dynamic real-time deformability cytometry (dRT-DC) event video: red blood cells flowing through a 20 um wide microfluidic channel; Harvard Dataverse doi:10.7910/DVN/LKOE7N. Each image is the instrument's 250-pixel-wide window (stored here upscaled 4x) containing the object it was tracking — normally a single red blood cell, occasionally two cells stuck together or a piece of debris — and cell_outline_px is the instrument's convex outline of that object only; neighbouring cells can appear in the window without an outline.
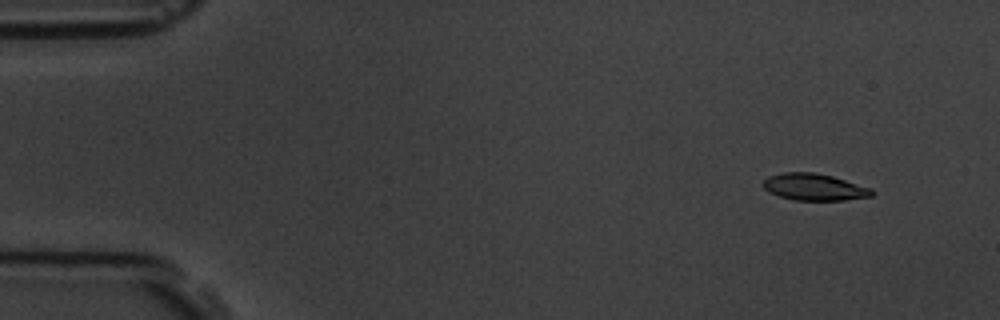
{"species": "common noctule bat (a hibernating species)", "species_latin": "Nyctalus noctula", "temperature_condition": "room temperature", "stored_images_in_passage": 4, "camera_frame_rate_fps": 3000, "um_per_image_px": 0.085, "animal": {"sex": "male", "body_mass_g": 19.5, "forearm_length_mm": 54.6}, "frame": {"image": 1, "passage_image": 1, "time_ms": 0.0, "image_size_px": [1000, 320], "cell_outline_px": [[876, 192], [872, 196], [844, 200], [796, 200], [780, 196], [768, 192], [764, 188], [764, 180], [768, 176], [784, 172], [816, 172], [832, 176], [872, 188]], "centroid_in_image_um": [69.24, 15.89], "position_along_channel_um": 15.8, "area_um2": 16.99}}